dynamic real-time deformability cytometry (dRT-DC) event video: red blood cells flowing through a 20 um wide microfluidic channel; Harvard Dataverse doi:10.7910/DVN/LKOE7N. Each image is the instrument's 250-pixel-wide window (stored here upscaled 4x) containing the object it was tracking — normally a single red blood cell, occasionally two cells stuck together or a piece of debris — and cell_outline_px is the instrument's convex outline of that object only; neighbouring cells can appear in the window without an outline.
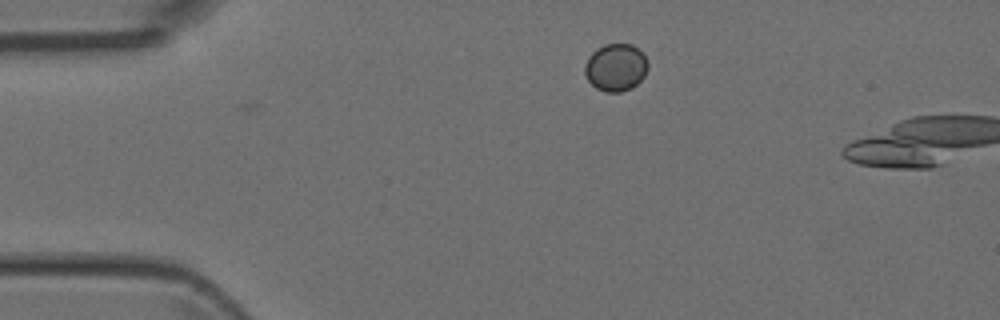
{"species": "Egyptian fruit bat (a non-hibernating species)", "species_latin": "Rousettus aegyptiacus", "temperature_condition": "room temperature", "stored_images_in_passage": 2, "camera_frame_rate_fps": 3000, "um_per_image_px": 0.085, "animal": {"sex": "female"}, "frame": {"image": 1, "passage_image": 2, "time_ms": 1.333, "image_size_px": [1000, 320], "cell_outline_px": [[648, 68], [644, 76], [632, 88], [620, 92], [604, 92], [596, 88], [588, 80], [584, 72], [584, 64], [588, 56], [596, 48], [604, 44], [632, 44], [648, 60]], "centroid_in_image_um": [52.31, 5.73], "position_along_channel_um": 32.7, "area_um2": 17.57}}